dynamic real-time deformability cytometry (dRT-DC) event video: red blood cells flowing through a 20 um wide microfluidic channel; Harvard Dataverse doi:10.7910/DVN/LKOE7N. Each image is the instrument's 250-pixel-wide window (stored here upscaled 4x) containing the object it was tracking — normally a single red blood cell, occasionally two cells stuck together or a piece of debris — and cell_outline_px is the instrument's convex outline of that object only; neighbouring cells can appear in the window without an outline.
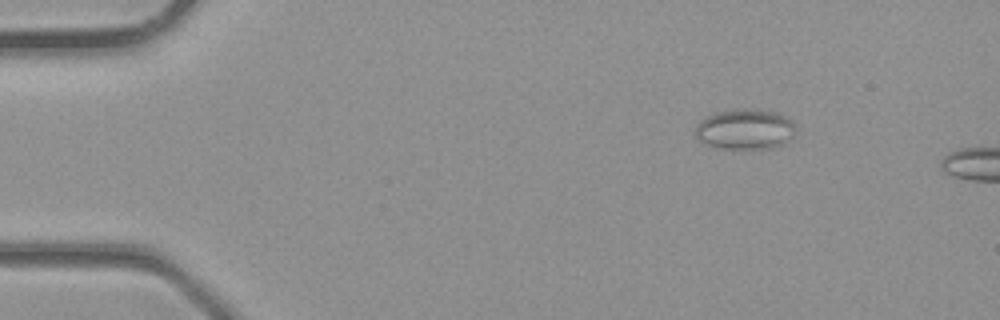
{"species": "common noctule bat (a hibernating species)", "species_latin": "Nyctalus noctula", "temperature_condition": "room temperature", "stored_images_in_passage": 4, "camera_frame_rate_fps": 3000, "um_per_image_px": 0.085, "animal": {"sex": "male", "body_mass_g": 23.1, "forearm_length_mm": 52.7}, "frame": {"image": 1, "passage_image": 4, "time_ms": 1.0, "image_size_px": [1000, 320], "cell_outline_px": [[792, 136], [784, 144], [772, 148], [724, 148], [708, 144], [700, 140], [696, 136], [696, 124], [700, 120], [716, 112], [744, 108], [756, 108], [772, 112], [784, 116], [792, 120]], "centroid_in_image_um": [63.31, 10.97], "position_along_channel_um": 21.7, "area_um2": 23.18}}